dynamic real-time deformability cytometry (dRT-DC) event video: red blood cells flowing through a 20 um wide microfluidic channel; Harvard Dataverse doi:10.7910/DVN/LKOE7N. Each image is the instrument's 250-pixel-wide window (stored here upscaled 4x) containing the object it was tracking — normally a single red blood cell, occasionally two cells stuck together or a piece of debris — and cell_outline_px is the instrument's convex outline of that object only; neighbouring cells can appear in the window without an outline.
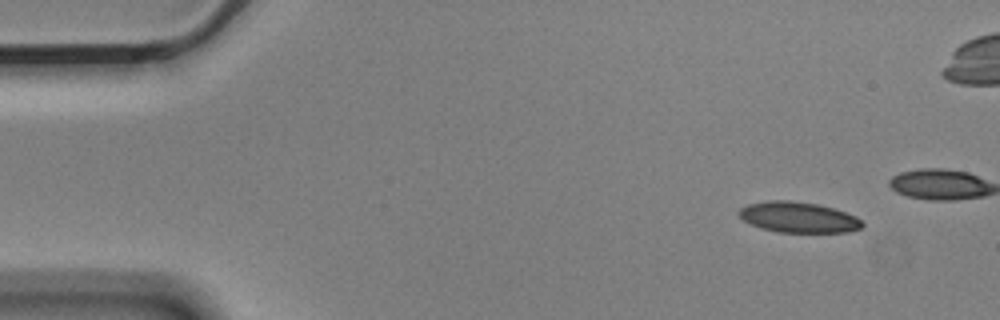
{"species": "Egyptian fruit bat (a non-hibernating species)", "species_latin": "Rousettus aegyptiacus", "temperature_condition": "cold", "stored_images_in_passage": 5, "camera_frame_rate_fps": 3000, "um_per_image_px": 0.085, "animal": {"sex": "male"}, "frame": {"image": 1, "passage_image": 1, "time_ms": 0.0, "image_size_px": [1000, 320], "cell_outline_px": [[864, 224], [860, 228], [848, 232], [780, 232], [760, 228], [744, 220], [736, 212], [740, 208], [748, 204], [768, 200], [788, 200], [816, 204], [832, 208], [856, 216]], "centroid_in_image_um": [67.83, 18.46], "position_along_channel_um": 17.2, "area_um2": 21.85}}